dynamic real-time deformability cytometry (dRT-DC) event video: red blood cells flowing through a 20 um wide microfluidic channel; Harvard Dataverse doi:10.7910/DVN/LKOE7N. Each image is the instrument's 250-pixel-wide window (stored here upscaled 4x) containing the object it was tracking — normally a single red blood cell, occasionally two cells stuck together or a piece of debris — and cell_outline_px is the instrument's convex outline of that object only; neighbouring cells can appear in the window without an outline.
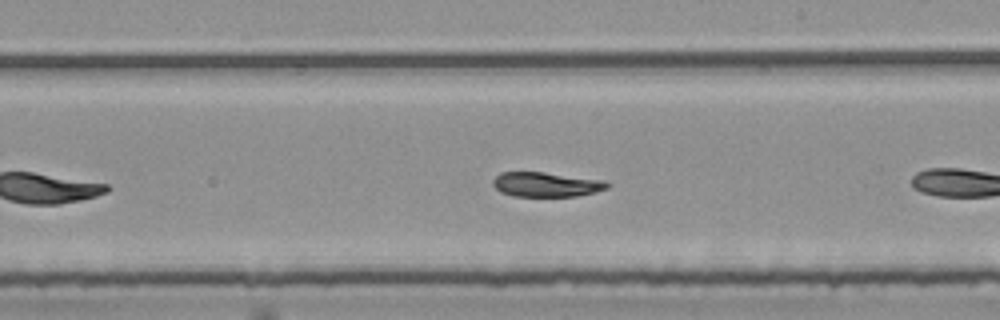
{"species": "common noctule bat (a hibernating species)", "species_latin": "Nyctalus noctula", "temperature_condition": "room temperature", "stored_images_in_passage": 14, "camera_frame_rate_fps": 3000, "um_per_image_px": 0.085, "animal": {"sex": "female", "body_mass_g": 25.1}, "frame": {"image": 1, "passage_image": 12, "time_ms": 3.667, "image_size_px": [1000, 320], "cell_outline_px": [[608, 188], [576, 196], [512, 196], [500, 192], [492, 184], [492, 180], [500, 172], [544, 172], [608, 180]], "centroid_in_image_um": [46.41, 15.67], "position_along_channel_um": 242.6, "area_um2": 16.47}}